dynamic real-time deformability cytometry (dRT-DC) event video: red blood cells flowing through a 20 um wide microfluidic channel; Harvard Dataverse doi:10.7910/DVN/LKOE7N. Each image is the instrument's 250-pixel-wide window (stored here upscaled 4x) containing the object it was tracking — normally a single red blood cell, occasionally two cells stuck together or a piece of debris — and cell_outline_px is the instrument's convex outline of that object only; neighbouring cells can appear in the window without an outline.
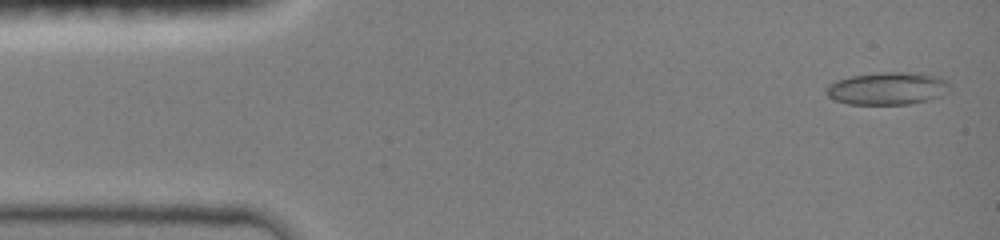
{"species": "common noctule bat (a hibernating species)", "species_latin": "Nyctalus noctula", "temperature_condition": "room temperature", "stored_images_in_passage": 47, "camera_frame_rate_fps": 3000, "um_per_image_px": 0.085, "animal": {"sex": "female", "body_mass_g": 19.0, "forearm_length_mm": 51.5}, "frame": {"image": 1, "passage_image": 2, "time_ms": 0.333, "image_size_px": [1000, 240], "cell_outline_px": [[952, 88], [944, 96], [932, 100], [908, 104], [848, 104], [836, 100], [828, 96], [824, 92], [828, 84], [836, 80], [848, 76], [876, 72], [912, 72], [940, 76]], "centroid_in_image_um": [75.46, 7.51], "position_along_channel_um": 9.5, "area_um2": 23.99}}
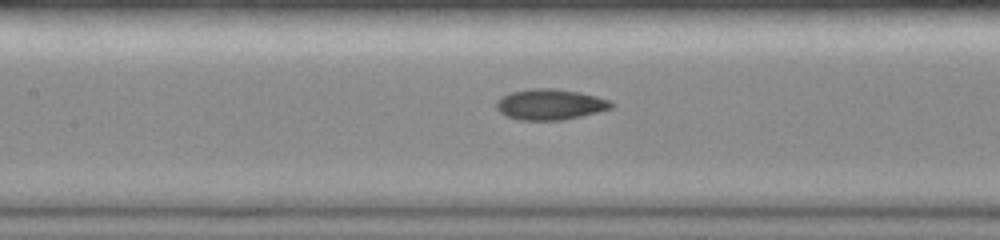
{"frame": {"image": 2, "passage_image": 21, "time_ms": 6.667, "image_size_px": [1000, 240], "cell_outline_px": [[612, 108], [564, 120], [520, 120], [508, 116], [500, 112], [496, 108], [496, 100], [512, 92], [532, 88], [556, 88], [580, 92], [596, 96], [608, 100], [612, 104]], "centroid_in_image_um": [46.74, 8.87], "position_along_channel_um": 160.7, "area_um2": 20.4}}
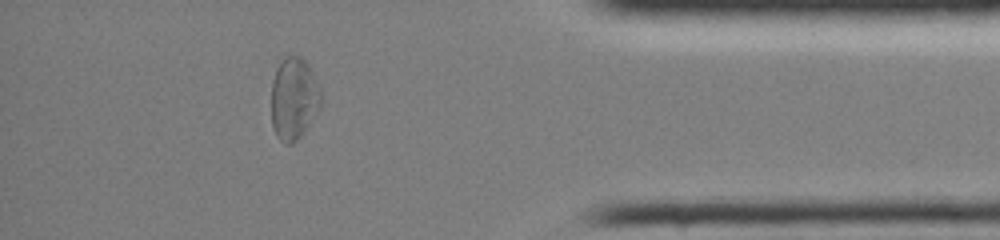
{"frame": {"image": 3, "passage_image": 41, "time_ms": 13.333, "image_size_px": [1000, 240], "cell_outline_px": [[324, 100], [320, 108], [300, 136], [292, 144], [284, 144], [276, 136], [272, 128], [272, 80], [276, 68], [280, 60], [288, 56], [300, 56], [308, 64], [320, 84]], "centroid_in_image_um": [25.0, 8.37], "position_along_channel_um": 410.2, "area_um2": 24.22}, "authors_computed_cell_mechanics": {"area_um2": 20.4612, "velocity_mm_per_s": 4.0781, "shape_relaxation_time_tau1_ms": 6.7652, "shape_relaxation_time_tau2_ms": 3.0109, "deformation_change_tau1": 0.1765, "deformation_change_tau2": 0.0738}}